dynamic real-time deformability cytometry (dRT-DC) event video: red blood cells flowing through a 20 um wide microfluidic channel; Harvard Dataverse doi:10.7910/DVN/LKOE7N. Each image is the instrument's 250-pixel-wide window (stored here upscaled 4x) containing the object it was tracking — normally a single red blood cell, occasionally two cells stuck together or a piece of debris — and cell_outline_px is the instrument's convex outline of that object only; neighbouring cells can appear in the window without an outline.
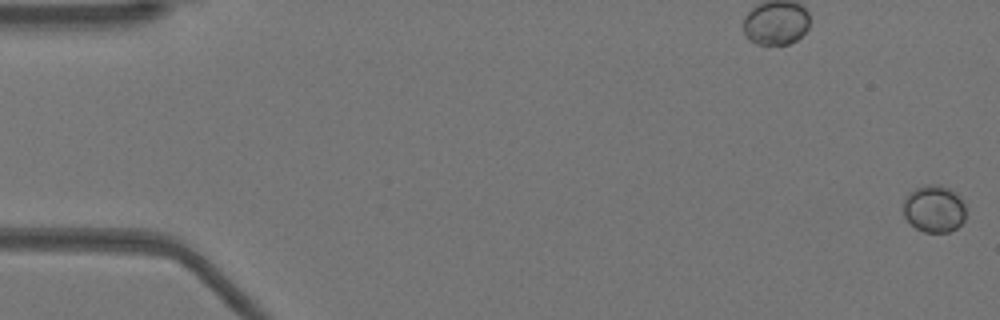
{"species": "Egyptian fruit bat (a non-hibernating species)", "species_latin": "Rousettus aegyptiacus", "temperature_condition": "warm", "stored_images_in_passage": 50, "camera_frame_rate_fps": 3000, "um_per_image_px": 0.085, "animal": {"sex": "female"}, "frame": {"image": 1, "passage_image": 1, "time_ms": 0.0, "image_size_px": [1000, 320], "cell_outline_px": [[964, 220], [956, 228], [948, 232], [924, 232], [916, 228], [904, 216], [900, 208], [904, 196], [908, 192], [924, 184], [940, 184], [956, 192], [964, 200]], "centroid_in_image_um": [79.35, 17.71], "position_along_channel_um": 5.7, "area_um2": 17.63}}
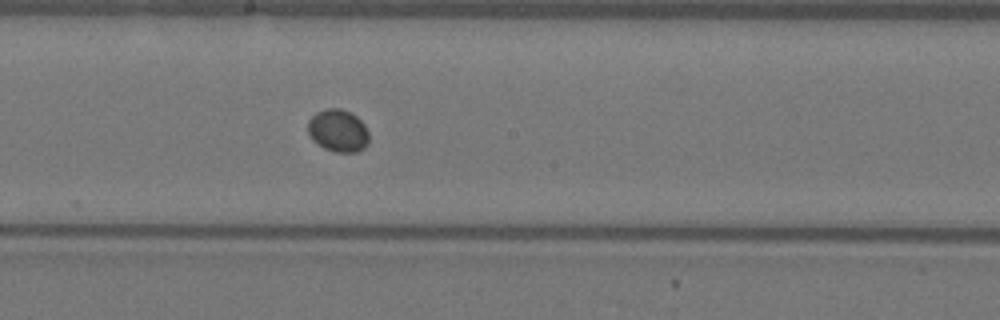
{"frame": {"image": 2, "passage_image": 29, "time_ms": 9.333, "image_size_px": [1000, 320], "cell_outline_px": [[368, 144], [364, 148], [356, 152], [336, 152], [324, 148], [316, 144], [312, 140], [308, 132], [308, 120], [316, 112], [328, 108], [340, 108], [352, 112], [364, 124], [368, 132]], "centroid_in_image_um": [28.73, 11.1], "position_along_channel_um": 219.5, "area_um2": 15.26}}
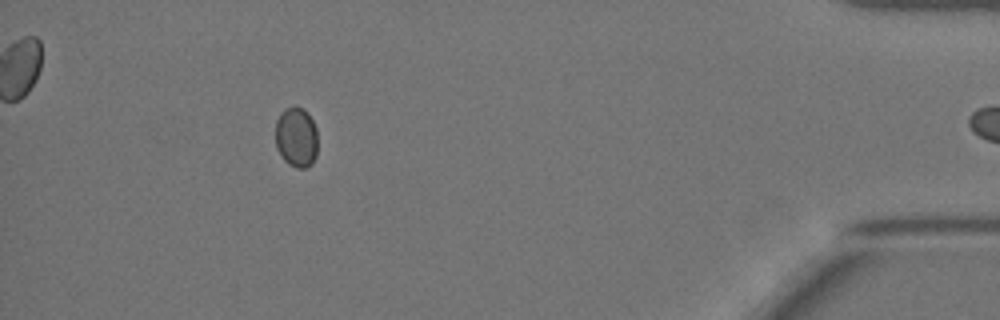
{"frame": {"image": 3, "passage_image": 48, "time_ms": 15.667, "image_size_px": [1000, 320], "cell_outline_px": [[316, 156], [312, 164], [308, 168], [296, 168], [288, 164], [280, 156], [276, 148], [276, 120], [280, 112], [284, 108], [300, 108], [308, 112], [316, 128]], "centroid_in_image_um": [25.17, 11.7], "position_along_channel_um": 410.0, "area_um2": 14.91}}